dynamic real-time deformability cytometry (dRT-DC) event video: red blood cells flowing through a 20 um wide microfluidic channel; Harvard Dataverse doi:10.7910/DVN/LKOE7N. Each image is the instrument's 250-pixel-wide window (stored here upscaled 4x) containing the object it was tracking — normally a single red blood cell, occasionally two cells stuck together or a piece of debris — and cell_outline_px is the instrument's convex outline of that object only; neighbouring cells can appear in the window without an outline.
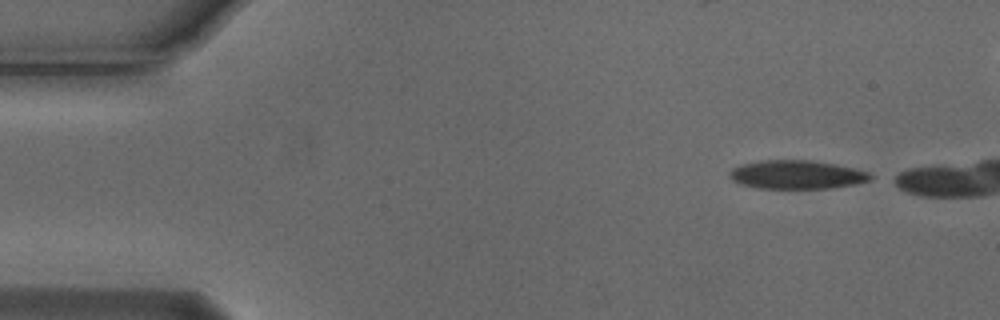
{"species": "Egyptian fruit bat (a non-hibernating species)", "species_latin": "Rousettus aegyptiacus", "temperature_condition": "cold", "stored_images_in_passage": 6, "camera_frame_rate_fps": 3000, "um_per_image_px": 0.085, "animal": {"sex": "male"}, "frame": {"image": 1, "passage_image": 1, "time_ms": 0.0, "image_size_px": [1000, 320], "cell_outline_px": [[872, 180], [856, 184], [832, 188], [756, 188], [740, 184], [732, 180], [728, 176], [728, 172], [732, 168], [740, 164], [760, 160], [812, 160], [836, 164], [856, 168], [868, 172], [872, 176]], "centroid_in_image_um": [67.71, 14.84], "position_along_channel_um": 17.3, "area_um2": 23.81}}